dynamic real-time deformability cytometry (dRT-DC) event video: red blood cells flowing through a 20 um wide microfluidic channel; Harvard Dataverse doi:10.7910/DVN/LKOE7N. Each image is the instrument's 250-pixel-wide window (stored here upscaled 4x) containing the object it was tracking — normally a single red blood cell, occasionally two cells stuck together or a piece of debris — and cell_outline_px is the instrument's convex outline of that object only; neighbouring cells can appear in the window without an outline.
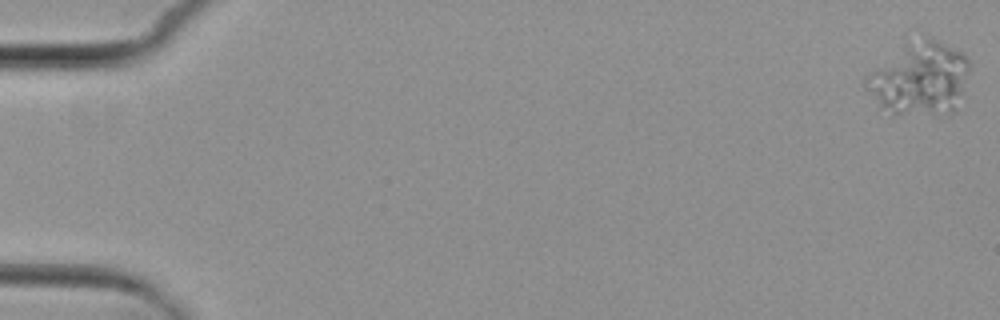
{"species": "common noctule bat (a hibernating species)", "species_latin": "Nyctalus noctula", "temperature_condition": "cold", "stored_images_in_passage": 5, "camera_frame_rate_fps": 3000, "um_per_image_px": 0.085, "animal": {"sex": "female", "body_mass_g": 29.2, "forearm_length_mm": 56.3}, "frame": {"image": 1, "passage_image": 1, "time_ms": 0.0, "image_size_px": [1000, 320], "cell_outline_px": [[972, 64], [964, 92], [952, 112], [948, 116], [892, 116], [880, 108], [864, 80], [864, 76], [904, 36], [928, 32], [964, 52]], "centroid_in_image_um": [78.18, 6.57], "position_along_channel_um": 6.8, "area_um2": 47.8}}
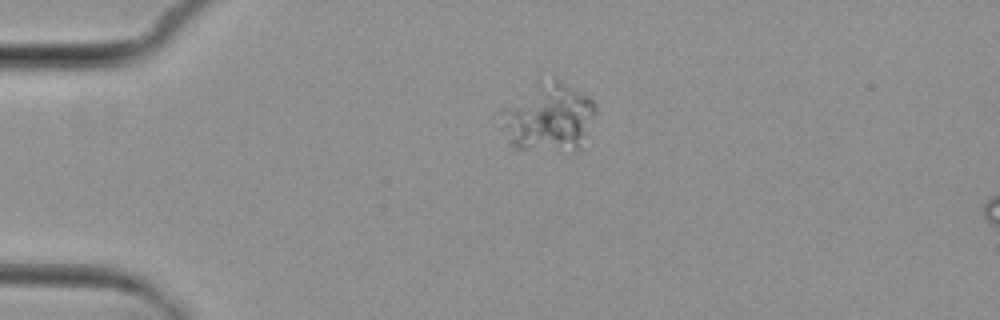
{"frame": {"image": 2, "passage_image": 4, "time_ms": 4.333, "image_size_px": [1000, 320], "cell_outline_px": [[596, 112], [580, 148], [572, 152], [516, 152], [512, 144], [504, 124], [500, 112], [540, 72], [556, 76], [588, 96], [596, 104]], "centroid_in_image_um": [46.62, 9.9], "position_along_channel_um": 38.4, "area_um2": 39.82}}